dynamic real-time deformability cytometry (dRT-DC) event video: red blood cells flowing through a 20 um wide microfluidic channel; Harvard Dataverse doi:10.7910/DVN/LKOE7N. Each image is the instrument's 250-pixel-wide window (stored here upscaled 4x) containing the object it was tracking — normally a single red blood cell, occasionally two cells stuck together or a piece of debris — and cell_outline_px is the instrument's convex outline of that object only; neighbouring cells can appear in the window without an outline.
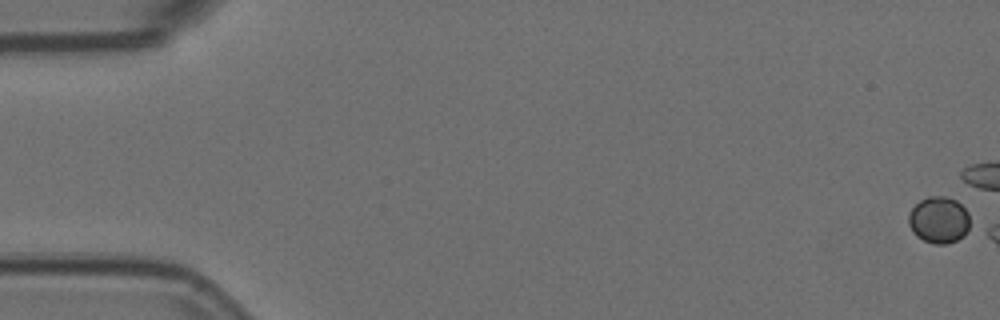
{"species": "Egyptian fruit bat (a non-hibernating species)", "species_latin": "Rousettus aegyptiacus", "temperature_condition": "room temperature", "stored_images_in_passage": 5, "camera_frame_rate_fps": 3000, "um_per_image_px": 0.085, "animal": {"sex": "female"}, "frame": {"image": 1, "passage_image": 1, "time_ms": 0.0, "image_size_px": [1000, 320], "cell_outline_px": [[972, 228], [964, 236], [956, 240], [944, 244], [936, 244], [924, 240], [916, 236], [912, 232], [908, 224], [908, 212], [920, 200], [928, 196], [944, 196], [956, 200], [968, 212]], "centroid_in_image_um": [79.82, 18.69], "position_along_channel_um": 5.2, "area_um2": 16.99}}